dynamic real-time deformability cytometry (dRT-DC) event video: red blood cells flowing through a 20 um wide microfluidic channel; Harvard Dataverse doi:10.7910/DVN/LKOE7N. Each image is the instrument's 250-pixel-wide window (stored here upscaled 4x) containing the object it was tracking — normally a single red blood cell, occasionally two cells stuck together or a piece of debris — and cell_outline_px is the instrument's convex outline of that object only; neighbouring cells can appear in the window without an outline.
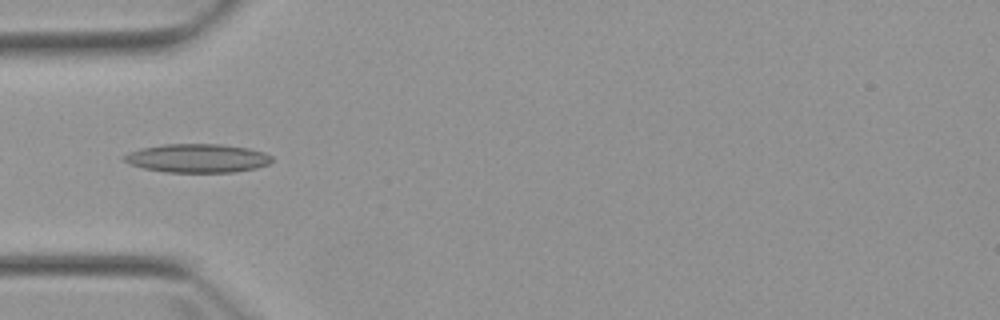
{"species": "Egyptian fruit bat (a non-hibernating species)", "species_latin": "Rousettus aegyptiacus", "temperature_condition": "warm", "stored_images_in_passage": 7, "camera_frame_rate_fps": 3000, "um_per_image_px": 0.085, "animal": {"sex": "female"}, "frame": {"image": 1, "passage_image": 4, "time_ms": 3.667, "image_size_px": [1000, 320], "cell_outline_px": [[272, 160], [268, 164], [256, 168], [232, 172], [164, 172], [144, 168], [132, 164], [124, 160], [120, 156], [128, 152], [140, 148], [164, 144], [220, 144], [248, 148], [264, 152], [272, 156]], "centroid_in_image_um": [16.76, 13.44], "position_along_channel_um": 68.2, "area_um2": 24.68}}
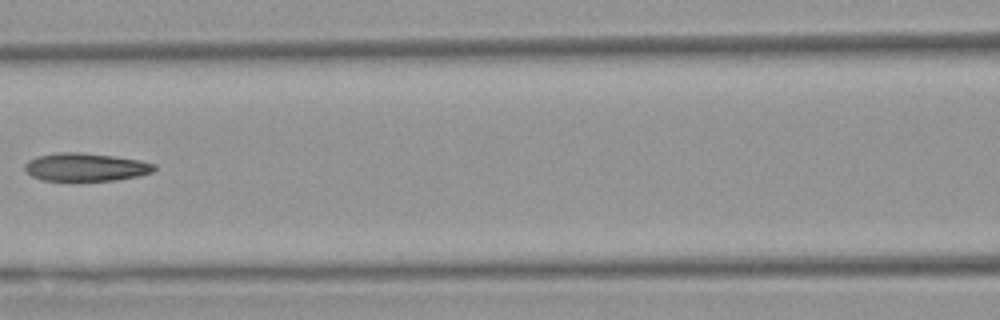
{"frame": {"image": 2, "passage_image": 6, "time_ms": 6.0, "image_size_px": [1000, 320], "cell_outline_px": [[156, 168], [152, 172], [140, 176], [116, 180], [40, 180], [32, 176], [24, 168], [24, 164], [28, 160], [36, 156], [60, 152], [80, 152], [116, 156], [140, 160], [156, 164]], "centroid_in_image_um": [7.3, 14.19], "position_along_channel_um": 159.3, "area_um2": 21.27}}
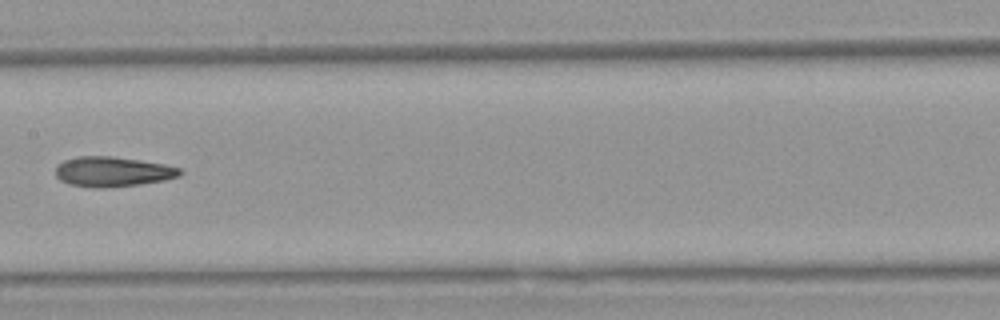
{"frame": {"image": 3, "passage_image": 7, "time_ms": 7.0, "image_size_px": [1000, 320], "cell_outline_px": [[184, 172], [180, 176], [164, 180], [140, 184], [104, 188], [96, 188], [68, 184], [60, 180], [56, 176], [56, 164], [64, 160], [76, 156], [112, 156], [140, 160], [164, 164], [180, 168]], "centroid_in_image_um": [9.56, 14.59], "position_along_channel_um": 197.8, "area_um2": 21.91}}